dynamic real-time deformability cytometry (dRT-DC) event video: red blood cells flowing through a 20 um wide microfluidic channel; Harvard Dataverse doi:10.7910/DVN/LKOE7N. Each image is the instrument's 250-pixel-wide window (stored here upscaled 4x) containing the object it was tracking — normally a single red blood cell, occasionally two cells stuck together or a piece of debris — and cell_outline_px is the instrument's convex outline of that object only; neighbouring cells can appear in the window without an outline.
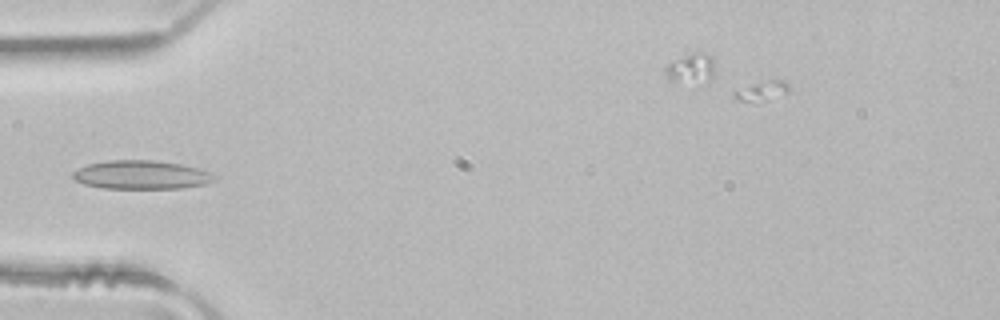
{"species": "common noctule bat (a hibernating species)", "species_latin": "Nyctalus noctula", "temperature_condition": "room temperature", "stored_images_in_passage": 3, "camera_frame_rate_fps": 3000, "um_per_image_px": 0.085, "animal": {"sex": "male", "body_mass_g": 21.5, "forearm_length_mm": 52.0}, "frame": {"image": 1, "passage_image": 3, "time_ms": 0.667, "image_size_px": [1000, 320], "cell_outline_px": [[216, 180], [204, 184], [180, 188], [104, 188], [84, 184], [76, 180], [72, 176], [72, 172], [88, 164], [108, 160], [148, 160], [180, 164], [196, 168], [208, 172], [216, 176]], "centroid_in_image_um": [11.99, 14.86], "position_along_channel_um": 73.0, "area_um2": 23.29}}